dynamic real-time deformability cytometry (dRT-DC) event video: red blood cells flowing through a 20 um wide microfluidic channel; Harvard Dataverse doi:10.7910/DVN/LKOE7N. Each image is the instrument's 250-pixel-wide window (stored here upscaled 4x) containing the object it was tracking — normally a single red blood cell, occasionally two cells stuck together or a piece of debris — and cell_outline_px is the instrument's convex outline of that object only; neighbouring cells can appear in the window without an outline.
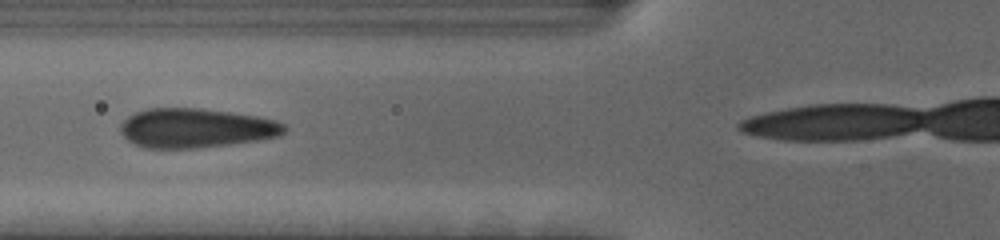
{"species": "human", "species_latin": "Homo sapiens", "temperature_condition": "cold", "stored_images_in_passage": 14, "camera_frame_rate_fps": 3000, "um_per_image_px": 0.085, "donor": {"sex": "female"}, "frame": {"image": 1, "passage_image": 14, "time_ms": 4.333, "image_size_px": [1000, 240], "cell_outline_px": [[288, 128], [280, 136], [256, 140], [228, 144], [196, 148], [144, 148], [128, 140], [120, 132], [120, 124], [128, 116], [136, 112], [148, 108], [200, 108], [256, 116], [276, 120], [284, 124]], "centroid_in_image_um": [16.64, 10.88], "position_along_channel_um": 109.2, "area_um2": 37.45}}